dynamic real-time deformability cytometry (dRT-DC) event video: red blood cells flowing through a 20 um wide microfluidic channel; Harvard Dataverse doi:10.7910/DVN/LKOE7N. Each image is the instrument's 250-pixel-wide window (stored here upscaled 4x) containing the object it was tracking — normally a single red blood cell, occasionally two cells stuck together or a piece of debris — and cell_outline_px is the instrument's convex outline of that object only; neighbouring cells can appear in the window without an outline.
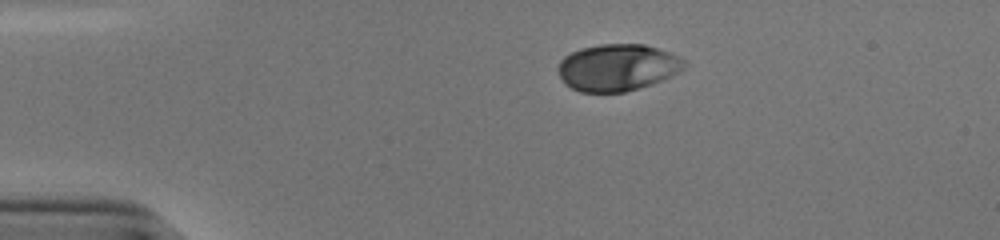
{"species": "human", "species_latin": "Homo sapiens", "temperature_condition": "cold", "stored_images_in_passage": 34, "camera_frame_rate_fps": 3000, "um_per_image_px": 0.085, "donor": {"sex": "male"}, "frame": {"image": 1, "passage_image": 1, "time_ms": 0.0, "image_size_px": [1000, 240], "cell_outline_px": [[688, 64], [684, 68], [672, 76], [652, 84], [640, 88], [624, 92], [580, 92], [564, 84], [556, 68], [560, 60], [564, 56], [580, 48], [600, 44], [644, 44], [680, 56], [688, 60]], "centroid_in_image_um": [52.5, 5.73], "position_along_channel_um": 32.5, "area_um2": 34.85}}
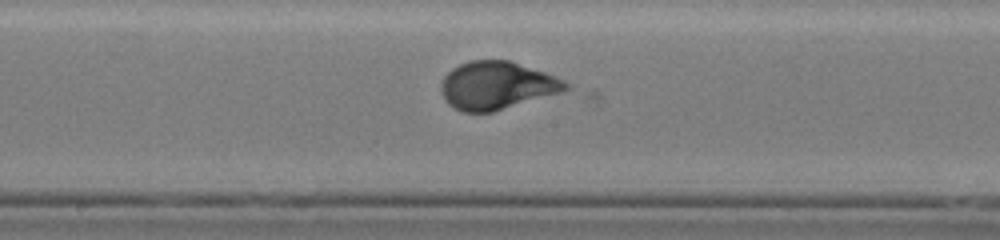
{"frame": {"image": 2, "passage_image": 19, "time_ms": 6.0, "image_size_px": [1000, 240], "cell_outline_px": [[568, 88], [564, 92], [492, 112], [464, 112], [448, 104], [444, 100], [440, 92], [440, 84], [444, 76], [452, 68], [460, 64], [472, 60], [508, 60], [556, 76], [564, 80], [568, 84]], "centroid_in_image_um": [42.21, 7.27], "position_along_channel_um": 206.0, "area_um2": 34.8}}
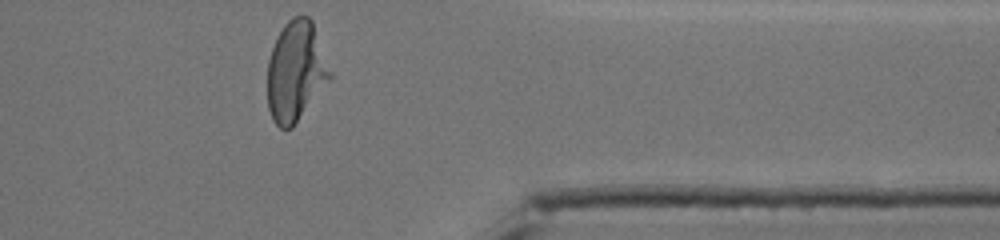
{"frame": {"image": 3, "passage_image": 34, "time_ms": 11.0, "image_size_px": [1000, 240], "cell_outline_px": [[332, 76], [292, 128], [280, 128], [272, 120], [268, 108], [268, 60], [276, 36], [284, 24], [292, 16], [308, 16], [312, 20], [332, 72]], "centroid_in_image_um": [25.13, 6.04], "position_along_channel_um": 386.3, "area_um2": 36.36}, "authors_computed_cell_mechanics": {"area_um2": 34.6222, "velocity_mm_per_s": 3.842, "shape_relaxation_time_tau1_ms": 2.4744, "shape_relaxation_time_tau2_ms": null, "deformation_change_tau1": 0.1756, "deformation_change_tau2": null}}